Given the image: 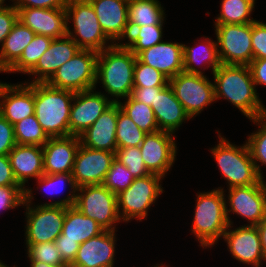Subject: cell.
<instances>
[{
  "mask_svg": "<svg viewBox=\"0 0 266 267\" xmlns=\"http://www.w3.org/2000/svg\"><path fill=\"white\" fill-rule=\"evenodd\" d=\"M79 50L78 45L68 35L52 39L48 49L28 73L36 76L31 83H46L56 70L70 60Z\"/></svg>",
  "mask_w": 266,
  "mask_h": 267,
  "instance_id": "cell-24",
  "label": "cell"
},
{
  "mask_svg": "<svg viewBox=\"0 0 266 267\" xmlns=\"http://www.w3.org/2000/svg\"><path fill=\"white\" fill-rule=\"evenodd\" d=\"M55 244L63 261L71 264L76 257L80 244L76 240L64 239L63 233L55 239Z\"/></svg>",
  "mask_w": 266,
  "mask_h": 267,
  "instance_id": "cell-48",
  "label": "cell"
},
{
  "mask_svg": "<svg viewBox=\"0 0 266 267\" xmlns=\"http://www.w3.org/2000/svg\"><path fill=\"white\" fill-rule=\"evenodd\" d=\"M146 134L121 110L118 104L116 128L117 149L139 147Z\"/></svg>",
  "mask_w": 266,
  "mask_h": 267,
  "instance_id": "cell-38",
  "label": "cell"
},
{
  "mask_svg": "<svg viewBox=\"0 0 266 267\" xmlns=\"http://www.w3.org/2000/svg\"><path fill=\"white\" fill-rule=\"evenodd\" d=\"M172 135L161 130L147 133L139 146L148 171L163 178L173 166L177 154L176 141Z\"/></svg>",
  "mask_w": 266,
  "mask_h": 267,
  "instance_id": "cell-16",
  "label": "cell"
},
{
  "mask_svg": "<svg viewBox=\"0 0 266 267\" xmlns=\"http://www.w3.org/2000/svg\"><path fill=\"white\" fill-rule=\"evenodd\" d=\"M124 104L118 102L121 110L145 133L159 131L158 124L151 106L134 100L131 96L125 98Z\"/></svg>",
  "mask_w": 266,
  "mask_h": 267,
  "instance_id": "cell-35",
  "label": "cell"
},
{
  "mask_svg": "<svg viewBox=\"0 0 266 267\" xmlns=\"http://www.w3.org/2000/svg\"><path fill=\"white\" fill-rule=\"evenodd\" d=\"M114 160L113 152L87 148L80 144L72 171L76 186L103 184Z\"/></svg>",
  "mask_w": 266,
  "mask_h": 267,
  "instance_id": "cell-15",
  "label": "cell"
},
{
  "mask_svg": "<svg viewBox=\"0 0 266 267\" xmlns=\"http://www.w3.org/2000/svg\"><path fill=\"white\" fill-rule=\"evenodd\" d=\"M223 190L220 187L197 194L191 230L203 248L216 244L229 226Z\"/></svg>",
  "mask_w": 266,
  "mask_h": 267,
  "instance_id": "cell-4",
  "label": "cell"
},
{
  "mask_svg": "<svg viewBox=\"0 0 266 267\" xmlns=\"http://www.w3.org/2000/svg\"><path fill=\"white\" fill-rule=\"evenodd\" d=\"M35 33L17 20L0 49V72H6L21 56Z\"/></svg>",
  "mask_w": 266,
  "mask_h": 267,
  "instance_id": "cell-29",
  "label": "cell"
},
{
  "mask_svg": "<svg viewBox=\"0 0 266 267\" xmlns=\"http://www.w3.org/2000/svg\"><path fill=\"white\" fill-rule=\"evenodd\" d=\"M52 38L36 34L25 47L20 58L6 71V73L21 72L28 74L36 65L41 55L48 49Z\"/></svg>",
  "mask_w": 266,
  "mask_h": 267,
  "instance_id": "cell-36",
  "label": "cell"
},
{
  "mask_svg": "<svg viewBox=\"0 0 266 267\" xmlns=\"http://www.w3.org/2000/svg\"><path fill=\"white\" fill-rule=\"evenodd\" d=\"M162 178V176L152 173L135 178L127 189L116 195L121 221L128 222L134 218L139 219V221L146 219L149 207L155 203L158 196L164 191L160 184Z\"/></svg>",
  "mask_w": 266,
  "mask_h": 267,
  "instance_id": "cell-9",
  "label": "cell"
},
{
  "mask_svg": "<svg viewBox=\"0 0 266 267\" xmlns=\"http://www.w3.org/2000/svg\"><path fill=\"white\" fill-rule=\"evenodd\" d=\"M135 56L123 42H116L109 48L98 52L96 84L99 80L113 102L128 98L134 88Z\"/></svg>",
  "mask_w": 266,
  "mask_h": 267,
  "instance_id": "cell-2",
  "label": "cell"
},
{
  "mask_svg": "<svg viewBox=\"0 0 266 267\" xmlns=\"http://www.w3.org/2000/svg\"><path fill=\"white\" fill-rule=\"evenodd\" d=\"M116 231H103L79 245L71 267H114Z\"/></svg>",
  "mask_w": 266,
  "mask_h": 267,
  "instance_id": "cell-20",
  "label": "cell"
},
{
  "mask_svg": "<svg viewBox=\"0 0 266 267\" xmlns=\"http://www.w3.org/2000/svg\"><path fill=\"white\" fill-rule=\"evenodd\" d=\"M76 193L74 207L94 219L105 231H116L115 224L121 222L116 194L103 184L81 186Z\"/></svg>",
  "mask_w": 266,
  "mask_h": 267,
  "instance_id": "cell-10",
  "label": "cell"
},
{
  "mask_svg": "<svg viewBox=\"0 0 266 267\" xmlns=\"http://www.w3.org/2000/svg\"><path fill=\"white\" fill-rule=\"evenodd\" d=\"M151 107L161 131L174 134L184 121L191 119L169 84L156 95Z\"/></svg>",
  "mask_w": 266,
  "mask_h": 267,
  "instance_id": "cell-27",
  "label": "cell"
},
{
  "mask_svg": "<svg viewBox=\"0 0 266 267\" xmlns=\"http://www.w3.org/2000/svg\"><path fill=\"white\" fill-rule=\"evenodd\" d=\"M232 225L223 234V239L227 243L228 251L233 258L243 264L260 267L262 260L265 262L260 233L256 225L246 224L231 230Z\"/></svg>",
  "mask_w": 266,
  "mask_h": 267,
  "instance_id": "cell-17",
  "label": "cell"
},
{
  "mask_svg": "<svg viewBox=\"0 0 266 267\" xmlns=\"http://www.w3.org/2000/svg\"><path fill=\"white\" fill-rule=\"evenodd\" d=\"M32 189L24 190V207L26 206V243L55 242L62 233L65 218V206L34 205L31 200Z\"/></svg>",
  "mask_w": 266,
  "mask_h": 267,
  "instance_id": "cell-7",
  "label": "cell"
},
{
  "mask_svg": "<svg viewBox=\"0 0 266 267\" xmlns=\"http://www.w3.org/2000/svg\"><path fill=\"white\" fill-rule=\"evenodd\" d=\"M15 8H65L67 0H12ZM16 3V4H15Z\"/></svg>",
  "mask_w": 266,
  "mask_h": 267,
  "instance_id": "cell-49",
  "label": "cell"
},
{
  "mask_svg": "<svg viewBox=\"0 0 266 267\" xmlns=\"http://www.w3.org/2000/svg\"><path fill=\"white\" fill-rule=\"evenodd\" d=\"M40 185L39 187L45 188L46 192L49 194H58L61 189L63 190L65 184L68 183L71 190L67 198L57 200L55 202L45 203L41 205H57V206H65L70 207L74 206L76 201V193L78 187L75 184L72 173H59V174H43L39 178L36 179ZM63 185V186H62ZM44 189V190H45ZM60 189V190H59ZM72 193V194H71Z\"/></svg>",
  "mask_w": 266,
  "mask_h": 267,
  "instance_id": "cell-32",
  "label": "cell"
},
{
  "mask_svg": "<svg viewBox=\"0 0 266 267\" xmlns=\"http://www.w3.org/2000/svg\"><path fill=\"white\" fill-rule=\"evenodd\" d=\"M226 205L228 223L233 225L229 212L248 220L249 225H257L266 217V182L260 180L255 185L229 188ZM250 221V222H249Z\"/></svg>",
  "mask_w": 266,
  "mask_h": 267,
  "instance_id": "cell-13",
  "label": "cell"
},
{
  "mask_svg": "<svg viewBox=\"0 0 266 267\" xmlns=\"http://www.w3.org/2000/svg\"><path fill=\"white\" fill-rule=\"evenodd\" d=\"M256 226L260 233L261 246H262L264 258L266 260V217Z\"/></svg>",
  "mask_w": 266,
  "mask_h": 267,
  "instance_id": "cell-53",
  "label": "cell"
},
{
  "mask_svg": "<svg viewBox=\"0 0 266 267\" xmlns=\"http://www.w3.org/2000/svg\"><path fill=\"white\" fill-rule=\"evenodd\" d=\"M248 67L250 69L255 86H266V58L253 59Z\"/></svg>",
  "mask_w": 266,
  "mask_h": 267,
  "instance_id": "cell-52",
  "label": "cell"
},
{
  "mask_svg": "<svg viewBox=\"0 0 266 267\" xmlns=\"http://www.w3.org/2000/svg\"><path fill=\"white\" fill-rule=\"evenodd\" d=\"M5 0H0V9L8 7V5H4Z\"/></svg>",
  "mask_w": 266,
  "mask_h": 267,
  "instance_id": "cell-55",
  "label": "cell"
},
{
  "mask_svg": "<svg viewBox=\"0 0 266 267\" xmlns=\"http://www.w3.org/2000/svg\"><path fill=\"white\" fill-rule=\"evenodd\" d=\"M163 88L164 87L133 88L130 96L134 100L142 102L148 106H152V104H154V100L156 99V95Z\"/></svg>",
  "mask_w": 266,
  "mask_h": 267,
  "instance_id": "cell-51",
  "label": "cell"
},
{
  "mask_svg": "<svg viewBox=\"0 0 266 267\" xmlns=\"http://www.w3.org/2000/svg\"><path fill=\"white\" fill-rule=\"evenodd\" d=\"M65 9L67 35L80 49L101 52L115 44L104 34L89 0H67ZM70 20L73 22L72 31ZM109 41L112 43L107 45Z\"/></svg>",
  "mask_w": 266,
  "mask_h": 267,
  "instance_id": "cell-6",
  "label": "cell"
},
{
  "mask_svg": "<svg viewBox=\"0 0 266 267\" xmlns=\"http://www.w3.org/2000/svg\"><path fill=\"white\" fill-rule=\"evenodd\" d=\"M165 12L158 0H129L128 25L141 27L144 25L163 24Z\"/></svg>",
  "mask_w": 266,
  "mask_h": 267,
  "instance_id": "cell-31",
  "label": "cell"
},
{
  "mask_svg": "<svg viewBox=\"0 0 266 267\" xmlns=\"http://www.w3.org/2000/svg\"><path fill=\"white\" fill-rule=\"evenodd\" d=\"M30 267H71L70 264L51 265L43 262H30Z\"/></svg>",
  "mask_w": 266,
  "mask_h": 267,
  "instance_id": "cell-54",
  "label": "cell"
},
{
  "mask_svg": "<svg viewBox=\"0 0 266 267\" xmlns=\"http://www.w3.org/2000/svg\"><path fill=\"white\" fill-rule=\"evenodd\" d=\"M104 34L114 42L129 36V0H89Z\"/></svg>",
  "mask_w": 266,
  "mask_h": 267,
  "instance_id": "cell-21",
  "label": "cell"
},
{
  "mask_svg": "<svg viewBox=\"0 0 266 267\" xmlns=\"http://www.w3.org/2000/svg\"><path fill=\"white\" fill-rule=\"evenodd\" d=\"M154 267H165V265L156 264Z\"/></svg>",
  "mask_w": 266,
  "mask_h": 267,
  "instance_id": "cell-57",
  "label": "cell"
},
{
  "mask_svg": "<svg viewBox=\"0 0 266 267\" xmlns=\"http://www.w3.org/2000/svg\"><path fill=\"white\" fill-rule=\"evenodd\" d=\"M24 203V189L21 186H0V211L17 208Z\"/></svg>",
  "mask_w": 266,
  "mask_h": 267,
  "instance_id": "cell-45",
  "label": "cell"
},
{
  "mask_svg": "<svg viewBox=\"0 0 266 267\" xmlns=\"http://www.w3.org/2000/svg\"><path fill=\"white\" fill-rule=\"evenodd\" d=\"M17 183L25 190L29 178H39L44 174L42 146L16 144L8 154Z\"/></svg>",
  "mask_w": 266,
  "mask_h": 267,
  "instance_id": "cell-26",
  "label": "cell"
},
{
  "mask_svg": "<svg viewBox=\"0 0 266 267\" xmlns=\"http://www.w3.org/2000/svg\"><path fill=\"white\" fill-rule=\"evenodd\" d=\"M134 179L128 168L115 159L106 174L103 185L117 195L127 189Z\"/></svg>",
  "mask_w": 266,
  "mask_h": 267,
  "instance_id": "cell-43",
  "label": "cell"
},
{
  "mask_svg": "<svg viewBox=\"0 0 266 267\" xmlns=\"http://www.w3.org/2000/svg\"><path fill=\"white\" fill-rule=\"evenodd\" d=\"M205 75L180 72L169 79L176 99L182 104L190 118L196 117L215 101L214 82Z\"/></svg>",
  "mask_w": 266,
  "mask_h": 267,
  "instance_id": "cell-11",
  "label": "cell"
},
{
  "mask_svg": "<svg viewBox=\"0 0 266 267\" xmlns=\"http://www.w3.org/2000/svg\"><path fill=\"white\" fill-rule=\"evenodd\" d=\"M197 46H186L183 44V71L191 74L204 75V73L198 69V65H207L206 68H212V73L221 65V61L218 54L217 41H213L210 38H205ZM197 47V48H196ZM211 66V67H210Z\"/></svg>",
  "mask_w": 266,
  "mask_h": 267,
  "instance_id": "cell-28",
  "label": "cell"
},
{
  "mask_svg": "<svg viewBox=\"0 0 266 267\" xmlns=\"http://www.w3.org/2000/svg\"><path fill=\"white\" fill-rule=\"evenodd\" d=\"M79 136L51 137L42 146L44 174L72 173Z\"/></svg>",
  "mask_w": 266,
  "mask_h": 267,
  "instance_id": "cell-22",
  "label": "cell"
},
{
  "mask_svg": "<svg viewBox=\"0 0 266 267\" xmlns=\"http://www.w3.org/2000/svg\"><path fill=\"white\" fill-rule=\"evenodd\" d=\"M212 74L215 101L227 99L248 119L266 115L247 65L221 64Z\"/></svg>",
  "mask_w": 266,
  "mask_h": 267,
  "instance_id": "cell-1",
  "label": "cell"
},
{
  "mask_svg": "<svg viewBox=\"0 0 266 267\" xmlns=\"http://www.w3.org/2000/svg\"><path fill=\"white\" fill-rule=\"evenodd\" d=\"M219 143L211 149L221 175L227 180L228 188L257 184L261 178L245 142L242 146L231 144L218 132Z\"/></svg>",
  "mask_w": 266,
  "mask_h": 267,
  "instance_id": "cell-5",
  "label": "cell"
},
{
  "mask_svg": "<svg viewBox=\"0 0 266 267\" xmlns=\"http://www.w3.org/2000/svg\"><path fill=\"white\" fill-rule=\"evenodd\" d=\"M117 116L118 103L114 102L79 136L80 144L87 148L115 153L117 150Z\"/></svg>",
  "mask_w": 266,
  "mask_h": 267,
  "instance_id": "cell-23",
  "label": "cell"
},
{
  "mask_svg": "<svg viewBox=\"0 0 266 267\" xmlns=\"http://www.w3.org/2000/svg\"><path fill=\"white\" fill-rule=\"evenodd\" d=\"M30 262H43L51 265L67 264L61 258L55 242L26 243Z\"/></svg>",
  "mask_w": 266,
  "mask_h": 267,
  "instance_id": "cell-41",
  "label": "cell"
},
{
  "mask_svg": "<svg viewBox=\"0 0 266 267\" xmlns=\"http://www.w3.org/2000/svg\"><path fill=\"white\" fill-rule=\"evenodd\" d=\"M18 20V10L13 6L0 9V46Z\"/></svg>",
  "mask_w": 266,
  "mask_h": 267,
  "instance_id": "cell-47",
  "label": "cell"
},
{
  "mask_svg": "<svg viewBox=\"0 0 266 267\" xmlns=\"http://www.w3.org/2000/svg\"><path fill=\"white\" fill-rule=\"evenodd\" d=\"M75 93L47 83H34L35 116L49 138L69 136L70 109Z\"/></svg>",
  "mask_w": 266,
  "mask_h": 267,
  "instance_id": "cell-3",
  "label": "cell"
},
{
  "mask_svg": "<svg viewBox=\"0 0 266 267\" xmlns=\"http://www.w3.org/2000/svg\"><path fill=\"white\" fill-rule=\"evenodd\" d=\"M115 159L125 165L134 178H140L151 174L146 168L140 147H127L117 149Z\"/></svg>",
  "mask_w": 266,
  "mask_h": 267,
  "instance_id": "cell-42",
  "label": "cell"
},
{
  "mask_svg": "<svg viewBox=\"0 0 266 267\" xmlns=\"http://www.w3.org/2000/svg\"><path fill=\"white\" fill-rule=\"evenodd\" d=\"M95 88L76 92L69 117V135L80 136L114 102Z\"/></svg>",
  "mask_w": 266,
  "mask_h": 267,
  "instance_id": "cell-14",
  "label": "cell"
},
{
  "mask_svg": "<svg viewBox=\"0 0 266 267\" xmlns=\"http://www.w3.org/2000/svg\"><path fill=\"white\" fill-rule=\"evenodd\" d=\"M16 143L20 145L43 146L49 139L35 114L13 125Z\"/></svg>",
  "mask_w": 266,
  "mask_h": 267,
  "instance_id": "cell-37",
  "label": "cell"
},
{
  "mask_svg": "<svg viewBox=\"0 0 266 267\" xmlns=\"http://www.w3.org/2000/svg\"><path fill=\"white\" fill-rule=\"evenodd\" d=\"M253 59L266 58V23L256 20L251 23Z\"/></svg>",
  "mask_w": 266,
  "mask_h": 267,
  "instance_id": "cell-44",
  "label": "cell"
},
{
  "mask_svg": "<svg viewBox=\"0 0 266 267\" xmlns=\"http://www.w3.org/2000/svg\"><path fill=\"white\" fill-rule=\"evenodd\" d=\"M104 229L90 217L85 216L76 207H65L62 233L64 239L76 240L79 244L101 234Z\"/></svg>",
  "mask_w": 266,
  "mask_h": 267,
  "instance_id": "cell-30",
  "label": "cell"
},
{
  "mask_svg": "<svg viewBox=\"0 0 266 267\" xmlns=\"http://www.w3.org/2000/svg\"><path fill=\"white\" fill-rule=\"evenodd\" d=\"M137 58L169 79L183 72V44L162 41L141 51Z\"/></svg>",
  "mask_w": 266,
  "mask_h": 267,
  "instance_id": "cell-25",
  "label": "cell"
},
{
  "mask_svg": "<svg viewBox=\"0 0 266 267\" xmlns=\"http://www.w3.org/2000/svg\"><path fill=\"white\" fill-rule=\"evenodd\" d=\"M168 84L169 78L167 76L136 58L134 88L165 87Z\"/></svg>",
  "mask_w": 266,
  "mask_h": 267,
  "instance_id": "cell-40",
  "label": "cell"
},
{
  "mask_svg": "<svg viewBox=\"0 0 266 267\" xmlns=\"http://www.w3.org/2000/svg\"><path fill=\"white\" fill-rule=\"evenodd\" d=\"M97 59L98 52L80 49L46 83L74 93L96 88Z\"/></svg>",
  "mask_w": 266,
  "mask_h": 267,
  "instance_id": "cell-8",
  "label": "cell"
},
{
  "mask_svg": "<svg viewBox=\"0 0 266 267\" xmlns=\"http://www.w3.org/2000/svg\"><path fill=\"white\" fill-rule=\"evenodd\" d=\"M221 64L249 65L253 60L251 23L215 24Z\"/></svg>",
  "mask_w": 266,
  "mask_h": 267,
  "instance_id": "cell-12",
  "label": "cell"
},
{
  "mask_svg": "<svg viewBox=\"0 0 266 267\" xmlns=\"http://www.w3.org/2000/svg\"><path fill=\"white\" fill-rule=\"evenodd\" d=\"M163 24L129 27V36L123 43L135 56L141 51L162 42Z\"/></svg>",
  "mask_w": 266,
  "mask_h": 267,
  "instance_id": "cell-34",
  "label": "cell"
},
{
  "mask_svg": "<svg viewBox=\"0 0 266 267\" xmlns=\"http://www.w3.org/2000/svg\"><path fill=\"white\" fill-rule=\"evenodd\" d=\"M34 113V83H0V114L10 124L14 125Z\"/></svg>",
  "mask_w": 266,
  "mask_h": 267,
  "instance_id": "cell-18",
  "label": "cell"
},
{
  "mask_svg": "<svg viewBox=\"0 0 266 267\" xmlns=\"http://www.w3.org/2000/svg\"><path fill=\"white\" fill-rule=\"evenodd\" d=\"M0 267H8L6 264H4L1 260H0ZM14 267H16L15 265H14Z\"/></svg>",
  "mask_w": 266,
  "mask_h": 267,
  "instance_id": "cell-56",
  "label": "cell"
},
{
  "mask_svg": "<svg viewBox=\"0 0 266 267\" xmlns=\"http://www.w3.org/2000/svg\"><path fill=\"white\" fill-rule=\"evenodd\" d=\"M16 144L13 124L0 114V155H8Z\"/></svg>",
  "mask_w": 266,
  "mask_h": 267,
  "instance_id": "cell-46",
  "label": "cell"
},
{
  "mask_svg": "<svg viewBox=\"0 0 266 267\" xmlns=\"http://www.w3.org/2000/svg\"><path fill=\"white\" fill-rule=\"evenodd\" d=\"M254 6L255 0H222L221 11L215 24L253 23L256 21L251 18Z\"/></svg>",
  "mask_w": 266,
  "mask_h": 267,
  "instance_id": "cell-33",
  "label": "cell"
},
{
  "mask_svg": "<svg viewBox=\"0 0 266 267\" xmlns=\"http://www.w3.org/2000/svg\"><path fill=\"white\" fill-rule=\"evenodd\" d=\"M18 20L29 27L35 34L52 39L67 35L65 8H16Z\"/></svg>",
  "mask_w": 266,
  "mask_h": 267,
  "instance_id": "cell-19",
  "label": "cell"
},
{
  "mask_svg": "<svg viewBox=\"0 0 266 267\" xmlns=\"http://www.w3.org/2000/svg\"><path fill=\"white\" fill-rule=\"evenodd\" d=\"M254 124L258 125V130L256 132L248 135V140L246 144L249 148L251 158L255 164V168L258 175L263 180L262 171L260 165H266V115L250 119Z\"/></svg>",
  "mask_w": 266,
  "mask_h": 267,
  "instance_id": "cell-39",
  "label": "cell"
},
{
  "mask_svg": "<svg viewBox=\"0 0 266 267\" xmlns=\"http://www.w3.org/2000/svg\"><path fill=\"white\" fill-rule=\"evenodd\" d=\"M0 186H20L14 177L8 155H0Z\"/></svg>",
  "mask_w": 266,
  "mask_h": 267,
  "instance_id": "cell-50",
  "label": "cell"
}]
</instances>
